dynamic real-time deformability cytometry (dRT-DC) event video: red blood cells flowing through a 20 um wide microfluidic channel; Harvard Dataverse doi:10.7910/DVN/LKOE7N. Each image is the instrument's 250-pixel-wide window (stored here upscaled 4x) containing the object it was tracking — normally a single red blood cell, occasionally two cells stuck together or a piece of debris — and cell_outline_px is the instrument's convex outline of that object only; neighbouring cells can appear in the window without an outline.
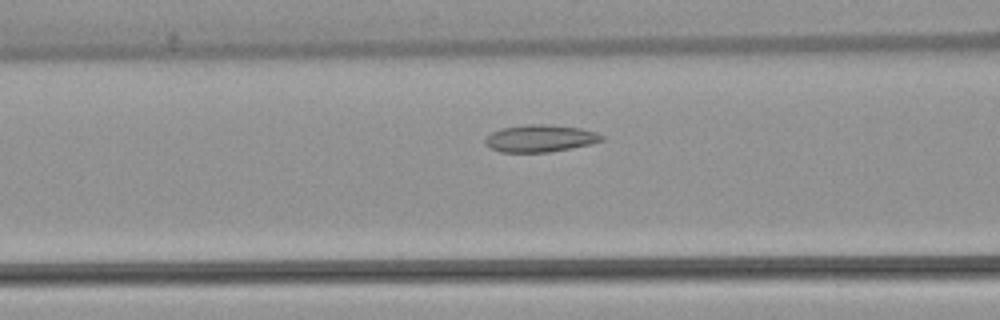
{"species": "common noctule bat (a hibernating species)", "species_latin": "Nyctalus noctula", "temperature_condition": "warm", "stored_images_in_passage": 35, "segment_of_instrument_passage": [1, 2], "camera_frame_rate_fps": 3000, "um_per_image_px": 0.085, "animal": {"sex": "female", "body_mass_g": 22.7, "forearm_length_mm": 54.2}, "frame": {"image": 1, "passage_image": 13, "time_ms": 4.0, "image_size_px": [1000, 320], "cell_outline_px": [[604, 140], [592, 144], [572, 148], [548, 152], [500, 152], [484, 144], [484, 140], [492, 132], [504, 128], [528, 124], [544, 124], [580, 128], [596, 132], [604, 136]], "centroid_in_image_um": [45.94, 11.77], "position_along_channel_um": 120.7, "area_um2": 18.38}}
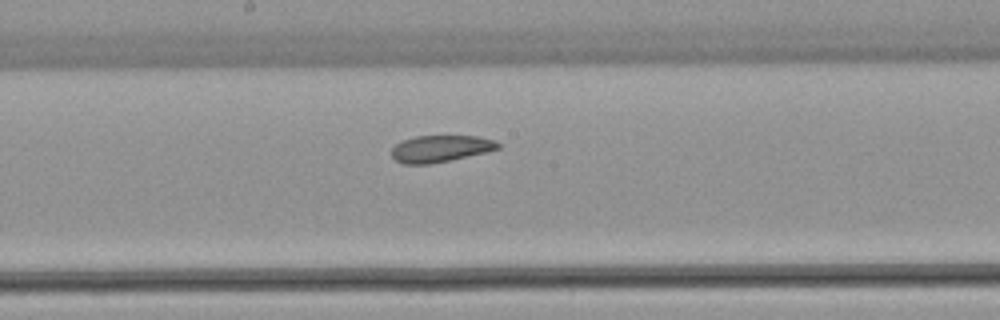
{"frame": {"image": 2, "passage_image": 20, "time_ms": 6.333, "image_size_px": [1000, 320], "cell_outline_px": [[500, 148], [488, 152], [428, 164], [400, 164], [392, 156], [392, 148], [400, 140], [416, 136], [476, 136], [496, 140], [500, 144]], "centroid_in_image_um": [37.44, 12.63], "position_along_channel_um": 210.8, "area_um2": 16.65}}
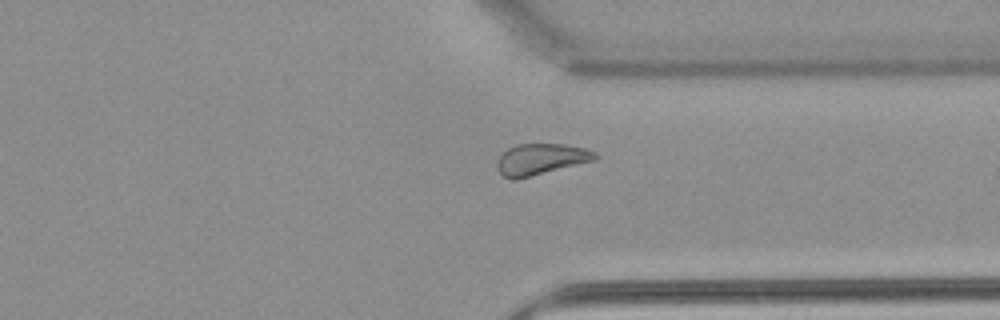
{"frame": {"image": 3, "passage_image": 32, "time_ms": 10.333, "image_size_px": [1000, 320], "cell_outline_px": [[600, 156], [596, 160], [516, 180], [512, 180], [504, 176], [496, 168], [496, 164], [500, 156], [508, 148], [516, 144], [564, 144], [584, 148], [596, 152]], "centroid_in_image_um": [45.99, 13.54], "position_along_channel_um": 365.4, "area_um2": 17.92}}